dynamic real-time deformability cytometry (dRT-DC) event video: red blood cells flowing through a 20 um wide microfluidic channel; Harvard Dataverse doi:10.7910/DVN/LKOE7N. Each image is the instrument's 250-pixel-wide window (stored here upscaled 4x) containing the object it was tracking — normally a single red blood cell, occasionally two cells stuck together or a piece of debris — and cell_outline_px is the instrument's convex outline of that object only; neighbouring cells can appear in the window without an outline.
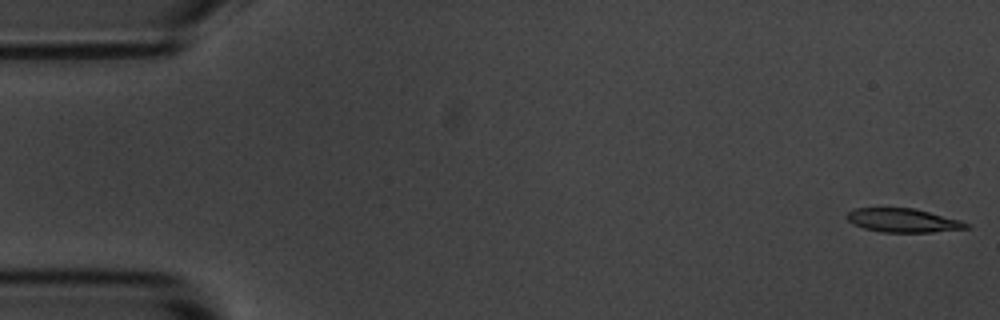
{"species": "common noctule bat (a hibernating species)", "species_latin": "Nyctalus noctula", "temperature_condition": "room temperature", "stored_images_in_passage": 5, "camera_frame_rate_fps": 3000, "um_per_image_px": 0.085, "animal": {"sex": "male", "body_mass_g": 20.1, "forearm_length_mm": 53.5}, "frame": {"image": 1, "passage_image": 1, "time_ms": 0.0, "image_size_px": [1000, 320], "cell_outline_px": [[972, 228], [932, 232], [880, 232], [864, 228], [852, 224], [844, 216], [848, 212], [856, 208], [916, 208], [960, 220], [972, 224]], "centroid_in_image_um": [76.79, 18.73], "position_along_channel_um": 8.2, "area_um2": 16.76}}
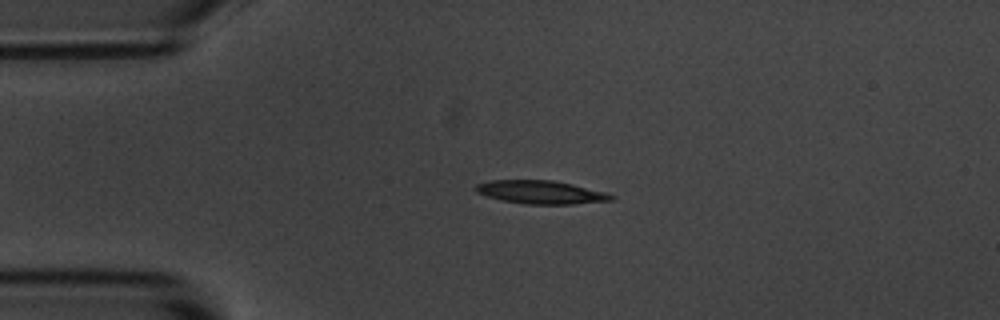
{"frame": {"image": 2, "passage_image": 4, "time_ms": 3.667, "image_size_px": [1000, 320], "cell_outline_px": [[616, 196], [612, 200], [572, 204], [524, 204], [504, 200], [488, 196], [476, 192], [476, 184], [488, 180], [552, 180], [572, 184], [604, 192]], "centroid_in_image_um": [45.96, 16.33], "position_along_channel_um": 39.0, "area_um2": 18.15}}